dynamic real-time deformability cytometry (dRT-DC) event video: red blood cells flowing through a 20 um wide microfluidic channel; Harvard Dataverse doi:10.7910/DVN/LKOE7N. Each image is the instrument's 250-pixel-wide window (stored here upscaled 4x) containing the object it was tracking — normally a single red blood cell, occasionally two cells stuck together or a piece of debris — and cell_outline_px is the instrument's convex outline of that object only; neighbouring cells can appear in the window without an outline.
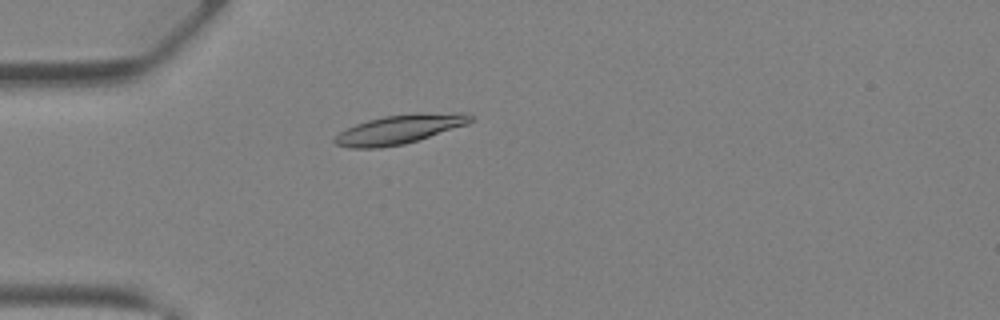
{"species": "Egyptian fruit bat (a non-hibernating species)", "species_latin": "Rousettus aegyptiacus", "temperature_condition": "warm", "stored_images_in_passage": 42, "camera_frame_rate_fps": 3000, "um_per_image_px": 0.085, "animal": {"sex": "female"}, "frame": {"image": 1, "passage_image": 13, "time_ms": 4.0, "image_size_px": [1000, 320], "cell_outline_px": [[476, 120], [468, 124], [404, 144], [380, 148], [352, 148], [336, 144], [332, 140], [340, 132], [356, 124], [368, 120], [384, 116], [416, 112], [464, 112], [472, 116]], "centroid_in_image_um": [34.02, 10.97], "position_along_channel_um": 51.0, "area_um2": 23.18}}
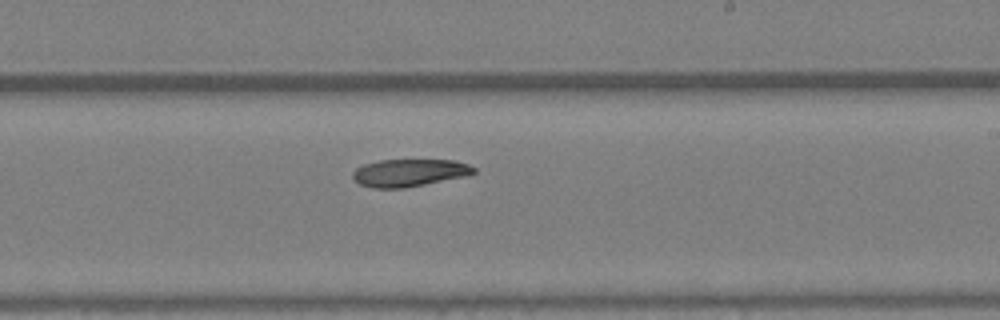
{"frame": {"image": 2, "passage_image": 26, "time_ms": 8.333, "image_size_px": [1000, 320], "cell_outline_px": [[476, 172], [468, 176], [404, 188], [372, 188], [360, 184], [352, 176], [352, 172], [356, 168], [364, 164], [380, 160], [456, 160], [468, 164], [476, 168]], "centroid_in_image_um": [34.82, 14.68], "position_along_channel_um": 254.2, "area_um2": 19.48}}
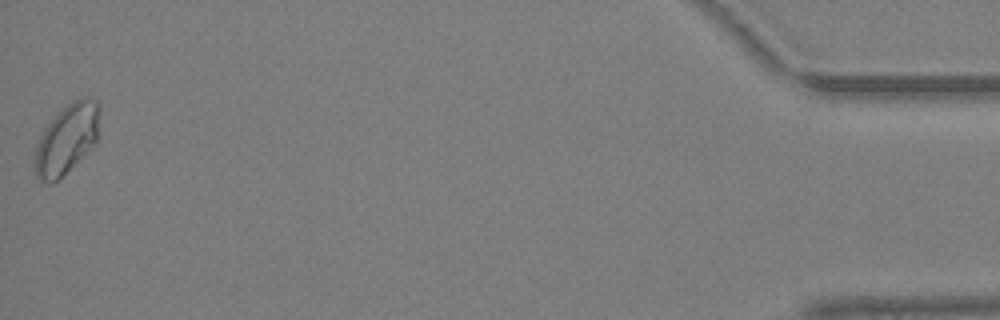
{"frame": {"image": 3, "passage_image": 42, "time_ms": 13.667, "image_size_px": [1000, 320], "cell_outline_px": [[100, 108], [96, 144], [56, 180], [40, 180], [36, 176], [36, 148], [40, 136], [44, 128], [72, 100], [96, 100], [100, 104]], "centroid_in_image_um": [5.71, 11.79], "position_along_channel_um": 429.5, "area_um2": 25.14}}